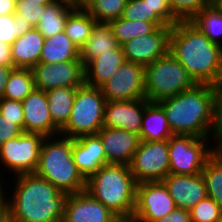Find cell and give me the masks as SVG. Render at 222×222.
I'll list each match as a JSON object with an SVG mask.
<instances>
[{
    "label": "cell",
    "instance_id": "cell-1",
    "mask_svg": "<svg viewBox=\"0 0 222 222\" xmlns=\"http://www.w3.org/2000/svg\"><path fill=\"white\" fill-rule=\"evenodd\" d=\"M157 103L163 108L173 134L211 138L220 133L218 86L196 84Z\"/></svg>",
    "mask_w": 222,
    "mask_h": 222
},
{
    "label": "cell",
    "instance_id": "cell-2",
    "mask_svg": "<svg viewBox=\"0 0 222 222\" xmlns=\"http://www.w3.org/2000/svg\"><path fill=\"white\" fill-rule=\"evenodd\" d=\"M169 52L196 84L221 86L222 46L211 42L191 21L172 26Z\"/></svg>",
    "mask_w": 222,
    "mask_h": 222
},
{
    "label": "cell",
    "instance_id": "cell-3",
    "mask_svg": "<svg viewBox=\"0 0 222 222\" xmlns=\"http://www.w3.org/2000/svg\"><path fill=\"white\" fill-rule=\"evenodd\" d=\"M14 177L8 211L15 222H62L68 193L35 173Z\"/></svg>",
    "mask_w": 222,
    "mask_h": 222
},
{
    "label": "cell",
    "instance_id": "cell-4",
    "mask_svg": "<svg viewBox=\"0 0 222 222\" xmlns=\"http://www.w3.org/2000/svg\"><path fill=\"white\" fill-rule=\"evenodd\" d=\"M137 182L129 165L106 164L86 180V190L115 215L133 216Z\"/></svg>",
    "mask_w": 222,
    "mask_h": 222
},
{
    "label": "cell",
    "instance_id": "cell-5",
    "mask_svg": "<svg viewBox=\"0 0 222 222\" xmlns=\"http://www.w3.org/2000/svg\"><path fill=\"white\" fill-rule=\"evenodd\" d=\"M35 174L49 181L61 192L74 194L86 190V179L74 163L72 138L61 134L44 138Z\"/></svg>",
    "mask_w": 222,
    "mask_h": 222
},
{
    "label": "cell",
    "instance_id": "cell-6",
    "mask_svg": "<svg viewBox=\"0 0 222 222\" xmlns=\"http://www.w3.org/2000/svg\"><path fill=\"white\" fill-rule=\"evenodd\" d=\"M145 98L149 102L177 95L196 85L186 68L169 52L145 67Z\"/></svg>",
    "mask_w": 222,
    "mask_h": 222
},
{
    "label": "cell",
    "instance_id": "cell-7",
    "mask_svg": "<svg viewBox=\"0 0 222 222\" xmlns=\"http://www.w3.org/2000/svg\"><path fill=\"white\" fill-rule=\"evenodd\" d=\"M106 102L101 88L85 83L78 87L69 121L60 134L69 138L97 134L103 127Z\"/></svg>",
    "mask_w": 222,
    "mask_h": 222
},
{
    "label": "cell",
    "instance_id": "cell-8",
    "mask_svg": "<svg viewBox=\"0 0 222 222\" xmlns=\"http://www.w3.org/2000/svg\"><path fill=\"white\" fill-rule=\"evenodd\" d=\"M210 138L174 134L168 139L170 174H201L206 161L212 156ZM208 140V141H207Z\"/></svg>",
    "mask_w": 222,
    "mask_h": 222
},
{
    "label": "cell",
    "instance_id": "cell-9",
    "mask_svg": "<svg viewBox=\"0 0 222 222\" xmlns=\"http://www.w3.org/2000/svg\"><path fill=\"white\" fill-rule=\"evenodd\" d=\"M45 136L40 133H22L0 146V161L16 176L35 173L41 145Z\"/></svg>",
    "mask_w": 222,
    "mask_h": 222
},
{
    "label": "cell",
    "instance_id": "cell-10",
    "mask_svg": "<svg viewBox=\"0 0 222 222\" xmlns=\"http://www.w3.org/2000/svg\"><path fill=\"white\" fill-rule=\"evenodd\" d=\"M129 167L137 183L162 181L170 174L168 140L141 141Z\"/></svg>",
    "mask_w": 222,
    "mask_h": 222
},
{
    "label": "cell",
    "instance_id": "cell-11",
    "mask_svg": "<svg viewBox=\"0 0 222 222\" xmlns=\"http://www.w3.org/2000/svg\"><path fill=\"white\" fill-rule=\"evenodd\" d=\"M175 208V202L162 181L137 184L134 221L154 222L166 217Z\"/></svg>",
    "mask_w": 222,
    "mask_h": 222
},
{
    "label": "cell",
    "instance_id": "cell-12",
    "mask_svg": "<svg viewBox=\"0 0 222 222\" xmlns=\"http://www.w3.org/2000/svg\"><path fill=\"white\" fill-rule=\"evenodd\" d=\"M145 67L125 61L101 87L107 102L145 98Z\"/></svg>",
    "mask_w": 222,
    "mask_h": 222
},
{
    "label": "cell",
    "instance_id": "cell-13",
    "mask_svg": "<svg viewBox=\"0 0 222 222\" xmlns=\"http://www.w3.org/2000/svg\"><path fill=\"white\" fill-rule=\"evenodd\" d=\"M35 89L47 91L57 87H80L85 83L81 60L57 64L38 63L32 68Z\"/></svg>",
    "mask_w": 222,
    "mask_h": 222
},
{
    "label": "cell",
    "instance_id": "cell-14",
    "mask_svg": "<svg viewBox=\"0 0 222 222\" xmlns=\"http://www.w3.org/2000/svg\"><path fill=\"white\" fill-rule=\"evenodd\" d=\"M172 26L157 27L152 33L138 36L122 44L126 61L146 67L158 58L166 56L170 48Z\"/></svg>",
    "mask_w": 222,
    "mask_h": 222
},
{
    "label": "cell",
    "instance_id": "cell-15",
    "mask_svg": "<svg viewBox=\"0 0 222 222\" xmlns=\"http://www.w3.org/2000/svg\"><path fill=\"white\" fill-rule=\"evenodd\" d=\"M23 132L40 133L45 137L60 134L53 123L45 91L34 89L23 101Z\"/></svg>",
    "mask_w": 222,
    "mask_h": 222
},
{
    "label": "cell",
    "instance_id": "cell-16",
    "mask_svg": "<svg viewBox=\"0 0 222 222\" xmlns=\"http://www.w3.org/2000/svg\"><path fill=\"white\" fill-rule=\"evenodd\" d=\"M97 135L106 154V164L129 165L141 142L139 134L103 126Z\"/></svg>",
    "mask_w": 222,
    "mask_h": 222
},
{
    "label": "cell",
    "instance_id": "cell-17",
    "mask_svg": "<svg viewBox=\"0 0 222 222\" xmlns=\"http://www.w3.org/2000/svg\"><path fill=\"white\" fill-rule=\"evenodd\" d=\"M162 182L177 208L190 211L207 196L206 184L202 174H168Z\"/></svg>",
    "mask_w": 222,
    "mask_h": 222
},
{
    "label": "cell",
    "instance_id": "cell-18",
    "mask_svg": "<svg viewBox=\"0 0 222 222\" xmlns=\"http://www.w3.org/2000/svg\"><path fill=\"white\" fill-rule=\"evenodd\" d=\"M148 103L146 98L106 102L103 126L140 134L144 108Z\"/></svg>",
    "mask_w": 222,
    "mask_h": 222
},
{
    "label": "cell",
    "instance_id": "cell-19",
    "mask_svg": "<svg viewBox=\"0 0 222 222\" xmlns=\"http://www.w3.org/2000/svg\"><path fill=\"white\" fill-rule=\"evenodd\" d=\"M115 214L87 191L69 194L62 222H106Z\"/></svg>",
    "mask_w": 222,
    "mask_h": 222
},
{
    "label": "cell",
    "instance_id": "cell-20",
    "mask_svg": "<svg viewBox=\"0 0 222 222\" xmlns=\"http://www.w3.org/2000/svg\"><path fill=\"white\" fill-rule=\"evenodd\" d=\"M72 155L76 167L86 180L106 165V154L97 134L72 138Z\"/></svg>",
    "mask_w": 222,
    "mask_h": 222
},
{
    "label": "cell",
    "instance_id": "cell-21",
    "mask_svg": "<svg viewBox=\"0 0 222 222\" xmlns=\"http://www.w3.org/2000/svg\"><path fill=\"white\" fill-rule=\"evenodd\" d=\"M126 61L122 46L101 53L84 67L85 84L101 88Z\"/></svg>",
    "mask_w": 222,
    "mask_h": 222
},
{
    "label": "cell",
    "instance_id": "cell-22",
    "mask_svg": "<svg viewBox=\"0 0 222 222\" xmlns=\"http://www.w3.org/2000/svg\"><path fill=\"white\" fill-rule=\"evenodd\" d=\"M44 42L45 38L35 27L25 29L11 45L14 66L32 69L39 63Z\"/></svg>",
    "mask_w": 222,
    "mask_h": 222
},
{
    "label": "cell",
    "instance_id": "cell-23",
    "mask_svg": "<svg viewBox=\"0 0 222 222\" xmlns=\"http://www.w3.org/2000/svg\"><path fill=\"white\" fill-rule=\"evenodd\" d=\"M119 46L108 23L97 22L92 28L91 35L80 48V60L85 67L101 53L109 52Z\"/></svg>",
    "mask_w": 222,
    "mask_h": 222
},
{
    "label": "cell",
    "instance_id": "cell-24",
    "mask_svg": "<svg viewBox=\"0 0 222 222\" xmlns=\"http://www.w3.org/2000/svg\"><path fill=\"white\" fill-rule=\"evenodd\" d=\"M174 134L169 128L163 108L157 102H149L144 108L141 132V141L168 140Z\"/></svg>",
    "mask_w": 222,
    "mask_h": 222
},
{
    "label": "cell",
    "instance_id": "cell-25",
    "mask_svg": "<svg viewBox=\"0 0 222 222\" xmlns=\"http://www.w3.org/2000/svg\"><path fill=\"white\" fill-rule=\"evenodd\" d=\"M71 60H80V49L64 31L45 39L39 63L57 64Z\"/></svg>",
    "mask_w": 222,
    "mask_h": 222
},
{
    "label": "cell",
    "instance_id": "cell-26",
    "mask_svg": "<svg viewBox=\"0 0 222 222\" xmlns=\"http://www.w3.org/2000/svg\"><path fill=\"white\" fill-rule=\"evenodd\" d=\"M76 8L66 0H57L46 5L35 27L43 37L49 38L64 31L68 15Z\"/></svg>",
    "mask_w": 222,
    "mask_h": 222
},
{
    "label": "cell",
    "instance_id": "cell-27",
    "mask_svg": "<svg viewBox=\"0 0 222 222\" xmlns=\"http://www.w3.org/2000/svg\"><path fill=\"white\" fill-rule=\"evenodd\" d=\"M78 87H57L45 91L53 123L61 130L69 121Z\"/></svg>",
    "mask_w": 222,
    "mask_h": 222
},
{
    "label": "cell",
    "instance_id": "cell-28",
    "mask_svg": "<svg viewBox=\"0 0 222 222\" xmlns=\"http://www.w3.org/2000/svg\"><path fill=\"white\" fill-rule=\"evenodd\" d=\"M97 21L83 8L76 7L65 23L64 32L80 49L89 39Z\"/></svg>",
    "mask_w": 222,
    "mask_h": 222
},
{
    "label": "cell",
    "instance_id": "cell-29",
    "mask_svg": "<svg viewBox=\"0 0 222 222\" xmlns=\"http://www.w3.org/2000/svg\"><path fill=\"white\" fill-rule=\"evenodd\" d=\"M34 89L32 69L16 67L8 77L3 98L22 102Z\"/></svg>",
    "mask_w": 222,
    "mask_h": 222
},
{
    "label": "cell",
    "instance_id": "cell-30",
    "mask_svg": "<svg viewBox=\"0 0 222 222\" xmlns=\"http://www.w3.org/2000/svg\"><path fill=\"white\" fill-rule=\"evenodd\" d=\"M208 39L222 46V12L212 3L190 20Z\"/></svg>",
    "mask_w": 222,
    "mask_h": 222
},
{
    "label": "cell",
    "instance_id": "cell-31",
    "mask_svg": "<svg viewBox=\"0 0 222 222\" xmlns=\"http://www.w3.org/2000/svg\"><path fill=\"white\" fill-rule=\"evenodd\" d=\"M114 37L119 45L136 38L152 33L157 27L152 22L142 20H125L121 17L108 22Z\"/></svg>",
    "mask_w": 222,
    "mask_h": 222
},
{
    "label": "cell",
    "instance_id": "cell-32",
    "mask_svg": "<svg viewBox=\"0 0 222 222\" xmlns=\"http://www.w3.org/2000/svg\"><path fill=\"white\" fill-rule=\"evenodd\" d=\"M127 0H89L83 7L97 22L108 23L121 17Z\"/></svg>",
    "mask_w": 222,
    "mask_h": 222
},
{
    "label": "cell",
    "instance_id": "cell-33",
    "mask_svg": "<svg viewBox=\"0 0 222 222\" xmlns=\"http://www.w3.org/2000/svg\"><path fill=\"white\" fill-rule=\"evenodd\" d=\"M201 174L205 180L207 196L222 207V164L211 156Z\"/></svg>",
    "mask_w": 222,
    "mask_h": 222
},
{
    "label": "cell",
    "instance_id": "cell-34",
    "mask_svg": "<svg viewBox=\"0 0 222 222\" xmlns=\"http://www.w3.org/2000/svg\"><path fill=\"white\" fill-rule=\"evenodd\" d=\"M121 18L152 22L156 27L169 26L144 0H127Z\"/></svg>",
    "mask_w": 222,
    "mask_h": 222
},
{
    "label": "cell",
    "instance_id": "cell-35",
    "mask_svg": "<svg viewBox=\"0 0 222 222\" xmlns=\"http://www.w3.org/2000/svg\"><path fill=\"white\" fill-rule=\"evenodd\" d=\"M45 6L32 0H16L14 19L25 29L34 28L37 26Z\"/></svg>",
    "mask_w": 222,
    "mask_h": 222
},
{
    "label": "cell",
    "instance_id": "cell-36",
    "mask_svg": "<svg viewBox=\"0 0 222 222\" xmlns=\"http://www.w3.org/2000/svg\"><path fill=\"white\" fill-rule=\"evenodd\" d=\"M168 3L179 21H190L202 9L210 6L213 0H168Z\"/></svg>",
    "mask_w": 222,
    "mask_h": 222
},
{
    "label": "cell",
    "instance_id": "cell-37",
    "mask_svg": "<svg viewBox=\"0 0 222 222\" xmlns=\"http://www.w3.org/2000/svg\"><path fill=\"white\" fill-rule=\"evenodd\" d=\"M191 222H217L222 219V207L206 196L190 210Z\"/></svg>",
    "mask_w": 222,
    "mask_h": 222
},
{
    "label": "cell",
    "instance_id": "cell-38",
    "mask_svg": "<svg viewBox=\"0 0 222 222\" xmlns=\"http://www.w3.org/2000/svg\"><path fill=\"white\" fill-rule=\"evenodd\" d=\"M25 28L14 19V14L0 16V41L9 45L23 35Z\"/></svg>",
    "mask_w": 222,
    "mask_h": 222
},
{
    "label": "cell",
    "instance_id": "cell-39",
    "mask_svg": "<svg viewBox=\"0 0 222 222\" xmlns=\"http://www.w3.org/2000/svg\"><path fill=\"white\" fill-rule=\"evenodd\" d=\"M0 113L10 120H18V126L23 130L24 116L21 101L0 99Z\"/></svg>",
    "mask_w": 222,
    "mask_h": 222
},
{
    "label": "cell",
    "instance_id": "cell-40",
    "mask_svg": "<svg viewBox=\"0 0 222 222\" xmlns=\"http://www.w3.org/2000/svg\"><path fill=\"white\" fill-rule=\"evenodd\" d=\"M22 133L23 130L18 126V120H10L0 113V146Z\"/></svg>",
    "mask_w": 222,
    "mask_h": 222
},
{
    "label": "cell",
    "instance_id": "cell-41",
    "mask_svg": "<svg viewBox=\"0 0 222 222\" xmlns=\"http://www.w3.org/2000/svg\"><path fill=\"white\" fill-rule=\"evenodd\" d=\"M169 26H174L179 20L172 14L168 0H144Z\"/></svg>",
    "mask_w": 222,
    "mask_h": 222
},
{
    "label": "cell",
    "instance_id": "cell-42",
    "mask_svg": "<svg viewBox=\"0 0 222 222\" xmlns=\"http://www.w3.org/2000/svg\"><path fill=\"white\" fill-rule=\"evenodd\" d=\"M154 222H191L190 211L176 207L166 217L157 219Z\"/></svg>",
    "mask_w": 222,
    "mask_h": 222
},
{
    "label": "cell",
    "instance_id": "cell-43",
    "mask_svg": "<svg viewBox=\"0 0 222 222\" xmlns=\"http://www.w3.org/2000/svg\"><path fill=\"white\" fill-rule=\"evenodd\" d=\"M0 65L16 68L14 66L11 54V45L0 41Z\"/></svg>",
    "mask_w": 222,
    "mask_h": 222
},
{
    "label": "cell",
    "instance_id": "cell-44",
    "mask_svg": "<svg viewBox=\"0 0 222 222\" xmlns=\"http://www.w3.org/2000/svg\"><path fill=\"white\" fill-rule=\"evenodd\" d=\"M13 68L0 65V99L3 98L8 77Z\"/></svg>",
    "mask_w": 222,
    "mask_h": 222
},
{
    "label": "cell",
    "instance_id": "cell-45",
    "mask_svg": "<svg viewBox=\"0 0 222 222\" xmlns=\"http://www.w3.org/2000/svg\"><path fill=\"white\" fill-rule=\"evenodd\" d=\"M16 0H0V16L15 14Z\"/></svg>",
    "mask_w": 222,
    "mask_h": 222
},
{
    "label": "cell",
    "instance_id": "cell-46",
    "mask_svg": "<svg viewBox=\"0 0 222 222\" xmlns=\"http://www.w3.org/2000/svg\"><path fill=\"white\" fill-rule=\"evenodd\" d=\"M213 138L217 142L215 148H212V156L222 164V133L216 134Z\"/></svg>",
    "mask_w": 222,
    "mask_h": 222
},
{
    "label": "cell",
    "instance_id": "cell-47",
    "mask_svg": "<svg viewBox=\"0 0 222 222\" xmlns=\"http://www.w3.org/2000/svg\"><path fill=\"white\" fill-rule=\"evenodd\" d=\"M8 209V198L5 196L4 191H2L0 193V222L9 216Z\"/></svg>",
    "mask_w": 222,
    "mask_h": 222
},
{
    "label": "cell",
    "instance_id": "cell-48",
    "mask_svg": "<svg viewBox=\"0 0 222 222\" xmlns=\"http://www.w3.org/2000/svg\"><path fill=\"white\" fill-rule=\"evenodd\" d=\"M106 222H134V218L129 215H114Z\"/></svg>",
    "mask_w": 222,
    "mask_h": 222
},
{
    "label": "cell",
    "instance_id": "cell-49",
    "mask_svg": "<svg viewBox=\"0 0 222 222\" xmlns=\"http://www.w3.org/2000/svg\"><path fill=\"white\" fill-rule=\"evenodd\" d=\"M70 5L84 7L89 0H66Z\"/></svg>",
    "mask_w": 222,
    "mask_h": 222
},
{
    "label": "cell",
    "instance_id": "cell-50",
    "mask_svg": "<svg viewBox=\"0 0 222 222\" xmlns=\"http://www.w3.org/2000/svg\"><path fill=\"white\" fill-rule=\"evenodd\" d=\"M220 133H222V84L220 86Z\"/></svg>",
    "mask_w": 222,
    "mask_h": 222
},
{
    "label": "cell",
    "instance_id": "cell-51",
    "mask_svg": "<svg viewBox=\"0 0 222 222\" xmlns=\"http://www.w3.org/2000/svg\"><path fill=\"white\" fill-rule=\"evenodd\" d=\"M32 1L36 2L37 4L49 5L56 2L57 0H32Z\"/></svg>",
    "mask_w": 222,
    "mask_h": 222
},
{
    "label": "cell",
    "instance_id": "cell-52",
    "mask_svg": "<svg viewBox=\"0 0 222 222\" xmlns=\"http://www.w3.org/2000/svg\"><path fill=\"white\" fill-rule=\"evenodd\" d=\"M213 3L217 6V8L222 12V0H213Z\"/></svg>",
    "mask_w": 222,
    "mask_h": 222
},
{
    "label": "cell",
    "instance_id": "cell-53",
    "mask_svg": "<svg viewBox=\"0 0 222 222\" xmlns=\"http://www.w3.org/2000/svg\"><path fill=\"white\" fill-rule=\"evenodd\" d=\"M1 177H2V176H0V193H1V192L3 191V189H4V188H3V187H4V186H3L4 183H3V180L1 179Z\"/></svg>",
    "mask_w": 222,
    "mask_h": 222
},
{
    "label": "cell",
    "instance_id": "cell-54",
    "mask_svg": "<svg viewBox=\"0 0 222 222\" xmlns=\"http://www.w3.org/2000/svg\"><path fill=\"white\" fill-rule=\"evenodd\" d=\"M2 222H15L10 216L4 219Z\"/></svg>",
    "mask_w": 222,
    "mask_h": 222
}]
</instances>
